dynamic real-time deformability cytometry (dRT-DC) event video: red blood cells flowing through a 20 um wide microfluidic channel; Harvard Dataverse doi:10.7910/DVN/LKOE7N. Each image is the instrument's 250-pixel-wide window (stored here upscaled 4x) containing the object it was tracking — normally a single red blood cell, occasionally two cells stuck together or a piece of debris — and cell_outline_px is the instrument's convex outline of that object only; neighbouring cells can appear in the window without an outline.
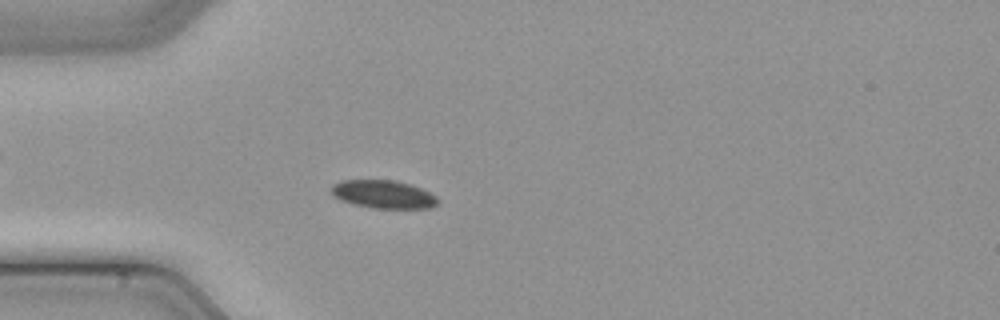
{"species": "common noctule bat (a hibernating species)", "species_latin": "Nyctalus noctula", "temperature_condition": "cold", "stored_images_in_passage": 44, "camera_frame_rate_fps": 3000, "um_per_image_px": 0.085, "animal": {"sex": "male", "body_mass_g": 21.5, "forearm_length_mm": 52.0}, "frame": {"image": 1, "passage_image": 9, "time_ms": 2.667, "image_size_px": [1000, 320], "cell_outline_px": [[440, 200], [436, 204], [428, 208], [372, 208], [352, 204], [340, 200], [332, 196], [332, 184], [340, 180], [396, 180], [420, 188], [436, 196]], "centroid_in_image_um": [32.54, 16.51], "position_along_channel_um": 52.5, "area_um2": 17.46}}
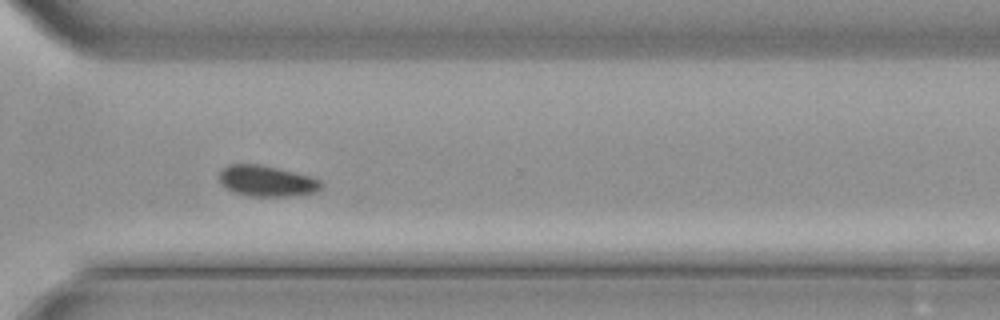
{"frame": {"image": 2, "passage_image": 31, "time_ms": 10.0, "image_size_px": [1000, 320], "cell_outline_px": [[324, 184], [316, 192], [284, 196], [252, 196], [236, 192], [220, 184], [220, 168], [228, 164], [260, 164], [312, 176], [320, 180]], "centroid_in_image_um": [22.67, 15.36], "position_along_channel_um": 347.9, "area_um2": 18.26}}
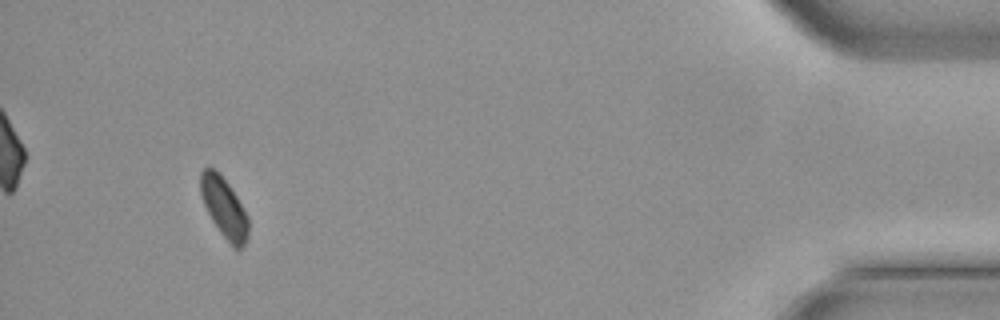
{"frame": {"image": 3, "passage_image": 41, "time_ms": 13.333, "image_size_px": [1000, 320], "cell_outline_px": [[248, 236], [244, 244], [240, 248], [232, 248], [220, 232], [212, 220], [204, 204], [200, 192], [200, 172], [204, 168], [212, 168], [228, 184], [236, 196], [248, 216]], "centroid_in_image_um": [19.05, 17.68], "position_along_channel_um": 416.2, "area_um2": 16.42}}